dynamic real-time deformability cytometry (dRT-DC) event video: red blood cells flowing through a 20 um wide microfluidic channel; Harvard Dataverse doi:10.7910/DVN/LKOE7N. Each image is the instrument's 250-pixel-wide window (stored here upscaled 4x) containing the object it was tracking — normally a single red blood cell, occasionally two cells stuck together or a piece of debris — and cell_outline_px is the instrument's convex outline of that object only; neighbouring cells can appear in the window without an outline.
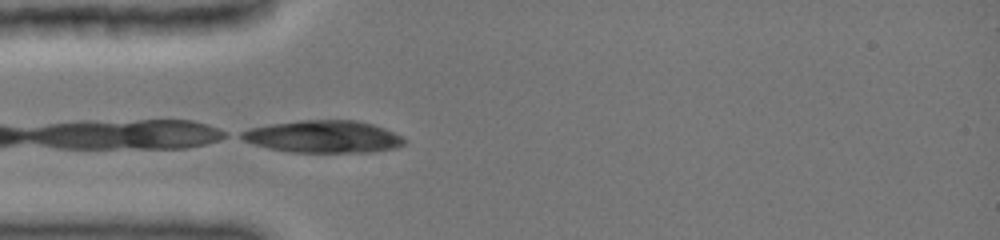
{"species": "common noctule bat (a hibernating species)", "species_latin": "Nyctalus noctula", "temperature_condition": "cold", "stored_images_in_passage": 8, "camera_frame_rate_fps": 3000, "um_per_image_px": 0.085, "animal": {"sex": "female", "body_mass_g": 19.0, "forearm_length_mm": 51.5}, "frame": {"image": 1, "passage_image": 1, "time_ms": 0.0, "image_size_px": [1000, 240], "cell_outline_px": [[408, 140], [404, 144], [396, 148], [372, 152], [288, 152], [268, 148], [244, 140], [236, 136], [240, 132], [248, 128], [268, 124], [300, 120], [356, 120], [372, 124], [384, 128], [404, 136]], "centroid_in_image_um": [27.49, 11.61], "position_along_channel_um": 57.5, "area_um2": 30.98}}